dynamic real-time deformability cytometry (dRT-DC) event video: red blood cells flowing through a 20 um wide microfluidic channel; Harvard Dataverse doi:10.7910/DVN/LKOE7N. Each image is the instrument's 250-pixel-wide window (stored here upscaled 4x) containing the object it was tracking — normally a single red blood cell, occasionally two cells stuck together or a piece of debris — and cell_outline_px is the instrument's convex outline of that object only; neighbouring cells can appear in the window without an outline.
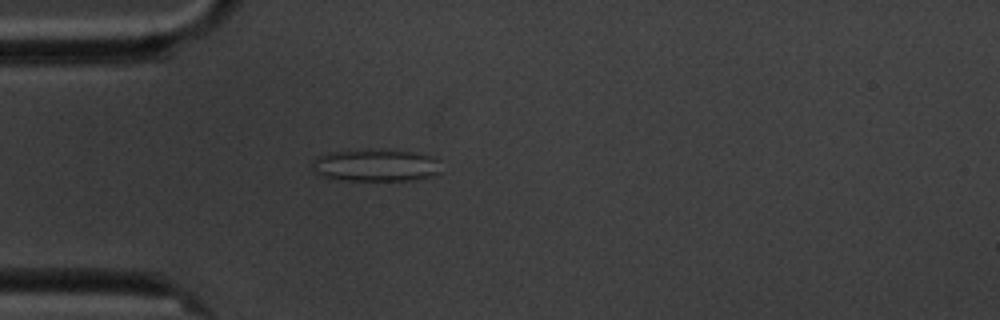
{"species": "common noctule bat (a hibernating species)", "species_latin": "Nyctalus noctula", "temperature_condition": "cold", "stored_images_in_passage": 1, "camera_frame_rate_fps": 3000, "um_per_image_px": 0.085, "animal": {"sex": "male", "body_mass_g": 20.1, "forearm_length_mm": 53.5}, "frame": {"image": 1, "passage_image": 1, "time_ms": 0.0, "image_size_px": [1000, 320], "cell_outline_px": [[440, 172], [432, 176], [412, 180], [336, 180], [324, 176], [316, 172], [312, 164], [312, 160], [316, 156], [328, 152], [412, 152], [432, 156], [440, 160]], "centroid_in_image_um": [31.96, 14.09], "position_along_channel_um": 53.0, "area_um2": 23.41}}